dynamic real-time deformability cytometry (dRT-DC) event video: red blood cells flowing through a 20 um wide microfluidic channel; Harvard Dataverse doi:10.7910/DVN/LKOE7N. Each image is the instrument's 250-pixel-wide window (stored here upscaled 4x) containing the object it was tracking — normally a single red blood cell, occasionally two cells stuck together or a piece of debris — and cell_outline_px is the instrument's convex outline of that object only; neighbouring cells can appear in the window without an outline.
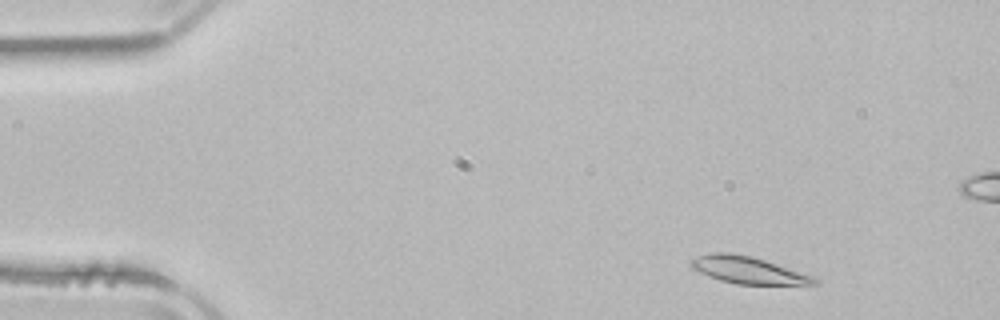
{"species": "common noctule bat (a hibernating species)", "species_latin": "Nyctalus noctula", "temperature_condition": "room temperature", "stored_images_in_passage": 50, "camera_frame_rate_fps": 3000, "um_per_image_px": 0.085, "animal": {"sex": "male", "body_mass_g": 21.5, "forearm_length_mm": 52.0}, "frame": {"image": 1, "passage_image": 3, "time_ms": 0.667, "image_size_px": [1000, 320], "cell_outline_px": [[820, 284], [736, 284], [720, 280], [708, 276], [692, 268], [688, 264], [688, 260], [708, 252], [728, 252], [752, 256], [816, 276], [820, 280]], "centroid_in_image_um": [63.59, 22.95], "position_along_channel_um": 21.4, "area_um2": 19.71}}
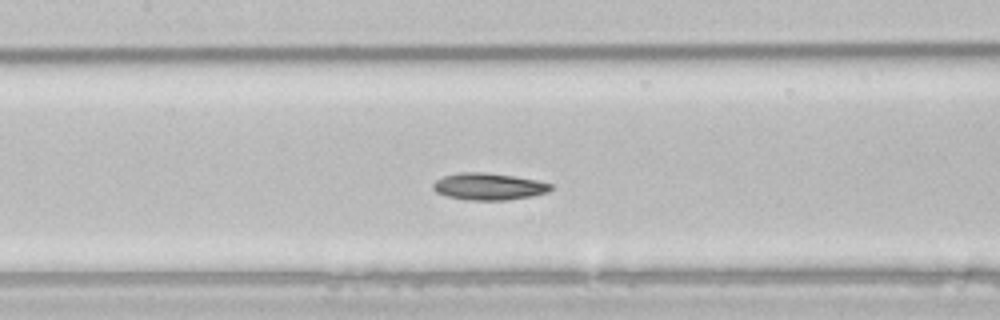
{"frame": {"image": 2, "passage_image": 21, "time_ms": 6.667, "image_size_px": [1000, 320], "cell_outline_px": [[552, 188], [548, 192], [532, 196], [508, 200], [468, 200], [448, 196], [436, 192], [432, 188], [432, 184], [436, 180], [444, 176], [460, 172], [484, 172], [512, 176], [536, 180], [552, 184]], "centroid_in_image_um": [41.53, 15.85], "position_along_channel_um": 165.9, "area_um2": 18.38}}
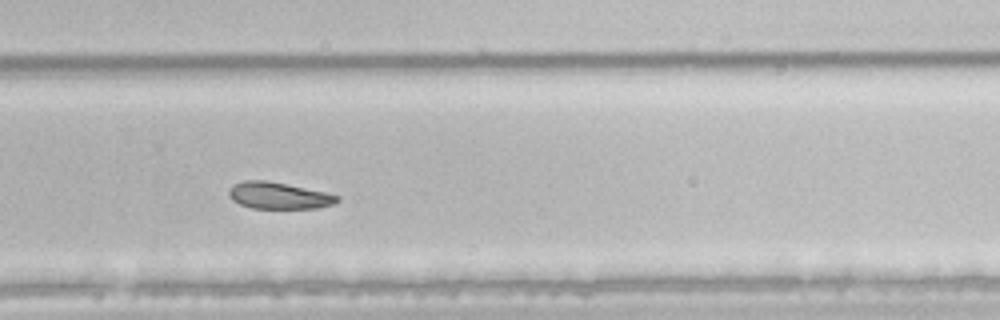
{"frame": {"image": 3, "passage_image": 32, "time_ms": 10.333, "image_size_px": [1000, 320], "cell_outline_px": [[340, 200], [332, 204], [316, 208], [252, 208], [240, 204], [232, 200], [228, 196], [228, 192], [232, 184], [244, 180], [264, 180], [324, 192], [340, 196]], "centroid_in_image_um": [23.64, 16.62], "position_along_channel_um": 306.2, "area_um2": 16.65}}